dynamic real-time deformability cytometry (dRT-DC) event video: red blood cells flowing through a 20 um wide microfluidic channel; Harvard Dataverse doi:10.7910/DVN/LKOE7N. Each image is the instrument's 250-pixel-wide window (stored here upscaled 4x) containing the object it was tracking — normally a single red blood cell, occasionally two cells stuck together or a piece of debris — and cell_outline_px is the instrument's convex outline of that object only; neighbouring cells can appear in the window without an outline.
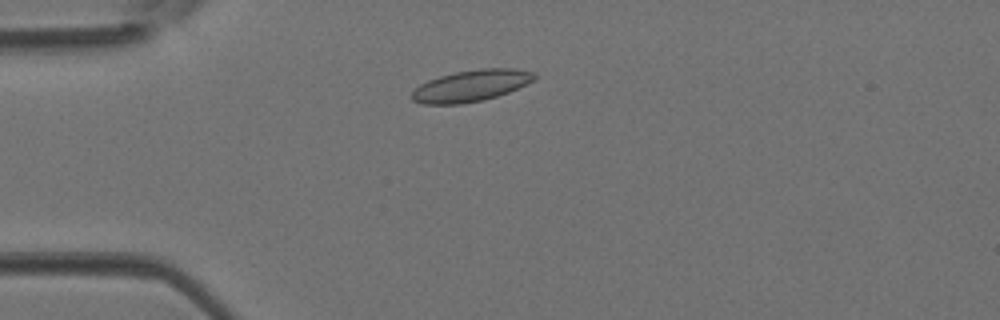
{"species": "Egyptian fruit bat (a non-hibernating species)", "species_latin": "Rousettus aegyptiacus", "temperature_condition": "room temperature", "stored_images_in_passage": 40, "camera_frame_rate_fps": 3000, "um_per_image_px": 0.085, "animal": {"sex": "female"}, "frame": {"image": 1, "passage_image": 7, "time_ms": 2.0, "image_size_px": [1000, 320], "cell_outline_px": [[536, 76], [532, 80], [508, 92], [484, 100], [460, 104], [424, 104], [412, 100], [408, 96], [420, 84], [428, 80], [440, 76], [456, 72], [480, 68], [516, 68], [536, 72]], "centroid_in_image_um": [40.01, 7.28], "position_along_channel_um": 45.0, "area_um2": 22.43}}
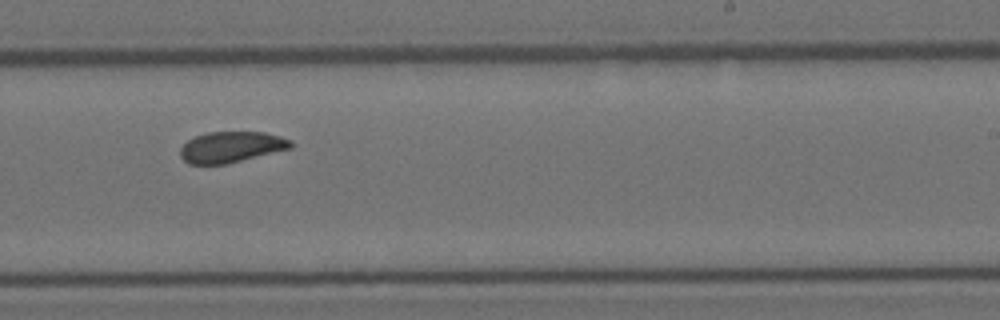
{"frame": {"image": 2, "passage_image": 23, "time_ms": 7.333, "image_size_px": [1000, 320], "cell_outline_px": [[292, 148], [228, 164], [188, 164], [180, 156], [180, 148], [188, 140], [196, 136], [208, 132], [264, 132], [280, 136], [292, 140]], "centroid_in_image_um": [19.66, 12.5], "position_along_channel_um": 269.3, "area_um2": 20.0}}
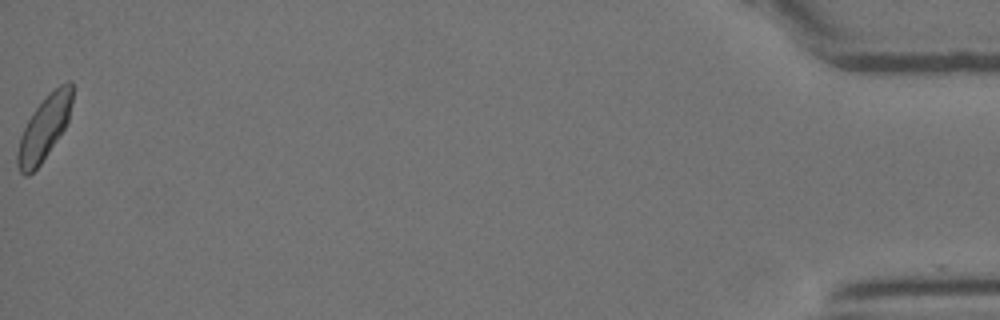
{"frame": {"image": 3, "passage_image": 40, "time_ms": 13.0, "image_size_px": [1000, 320], "cell_outline_px": [[72, 100], [68, 120], [64, 128], [40, 164], [28, 176], [24, 176], [20, 172], [16, 164], [16, 152], [20, 136], [32, 112], [48, 92], [60, 84], [68, 80], [72, 80]], "centroid_in_image_um": [3.73, 10.86], "position_along_channel_um": 431.5, "area_um2": 20.4}}